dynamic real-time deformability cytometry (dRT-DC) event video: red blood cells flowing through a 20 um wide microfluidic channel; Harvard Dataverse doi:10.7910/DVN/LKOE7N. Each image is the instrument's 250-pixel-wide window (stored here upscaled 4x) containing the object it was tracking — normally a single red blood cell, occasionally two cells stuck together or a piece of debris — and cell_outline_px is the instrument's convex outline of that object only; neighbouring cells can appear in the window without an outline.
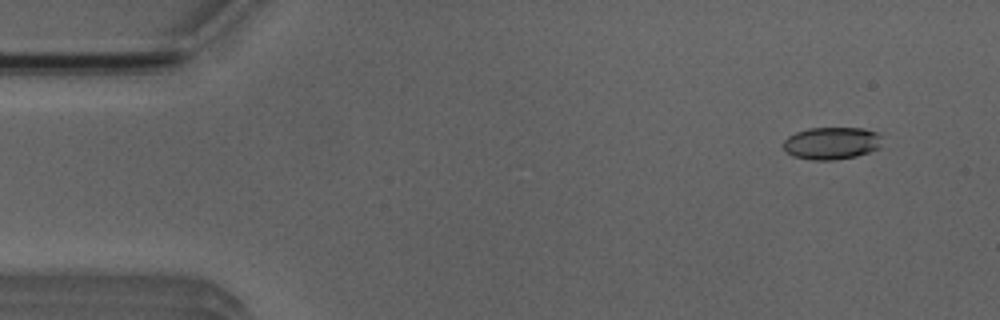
{"species": "Egyptian fruit bat (a non-hibernating species)", "species_latin": "Rousettus aegyptiacus", "temperature_condition": "room temperature", "stored_images_in_passage": 6, "camera_frame_rate_fps": 3000, "um_per_image_px": 0.085, "animal": {"sex": "male"}, "frame": {"image": 1, "passage_image": 2, "time_ms": 1.0, "image_size_px": [1000, 320], "cell_outline_px": [[880, 148], [856, 156], [832, 160], [812, 160], [792, 156], [784, 148], [784, 140], [788, 136], [796, 132], [808, 128], [864, 128], [876, 132], [880, 136]], "centroid_in_image_um": [70.67, 12.17], "position_along_channel_um": 14.3, "area_um2": 18.55}}